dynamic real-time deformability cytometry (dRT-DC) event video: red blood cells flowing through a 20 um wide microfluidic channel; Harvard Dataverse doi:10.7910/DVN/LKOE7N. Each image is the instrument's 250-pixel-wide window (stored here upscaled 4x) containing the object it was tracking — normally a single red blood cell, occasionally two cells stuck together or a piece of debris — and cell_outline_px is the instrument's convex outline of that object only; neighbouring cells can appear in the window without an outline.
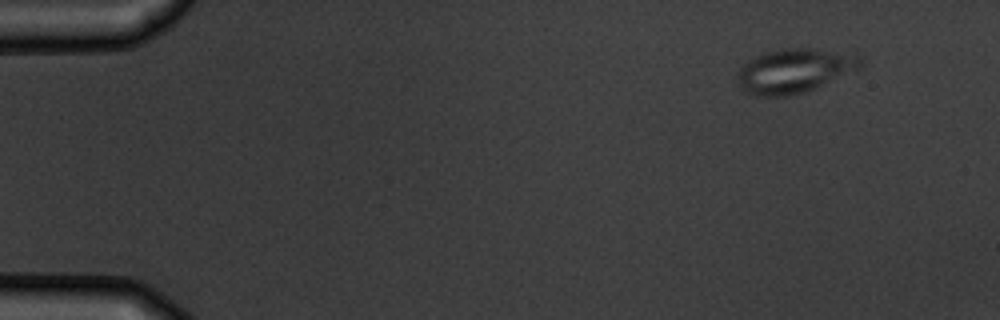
{"species": "common noctule bat (a hibernating species)", "species_latin": "Nyctalus noctula", "temperature_condition": "warm", "stored_images_in_passage": 5, "camera_frame_rate_fps": 3000, "um_per_image_px": 0.085, "animal": {"sex": "male", "body_mass_g": 19.5, "forearm_length_mm": 54.6}, "frame": {"image": 1, "passage_image": 1, "time_ms": 0.0, "image_size_px": [1000, 320], "cell_outline_px": [[864, 56], [860, 68], [804, 92], [788, 96], [752, 96], [744, 92], [740, 84], [740, 68], [748, 60], [764, 52], [780, 48], [816, 48], [856, 52]], "centroid_in_image_um": [67.6, 5.97], "position_along_channel_um": 17.4, "area_um2": 31.96}}